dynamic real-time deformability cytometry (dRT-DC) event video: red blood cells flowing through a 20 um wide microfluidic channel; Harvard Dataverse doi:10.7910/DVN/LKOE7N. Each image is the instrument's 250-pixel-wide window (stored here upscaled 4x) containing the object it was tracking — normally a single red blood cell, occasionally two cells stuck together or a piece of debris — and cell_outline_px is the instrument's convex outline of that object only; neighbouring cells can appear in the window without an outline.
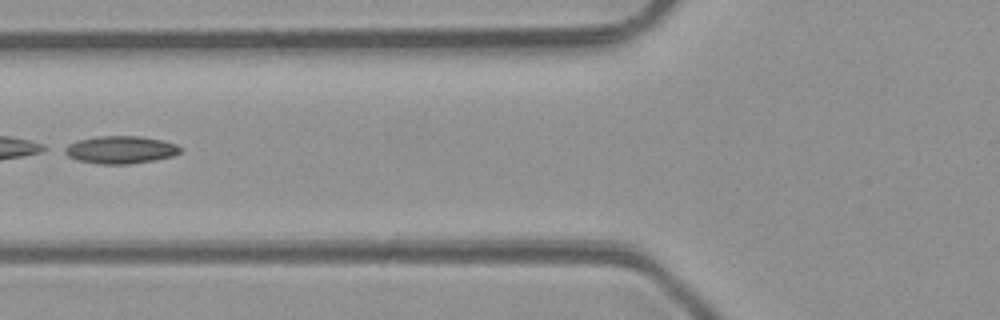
{"species": "common noctule bat (a hibernating species)", "species_latin": "Nyctalus noctula", "temperature_condition": "room temperature", "stored_images_in_passage": 8, "camera_frame_rate_fps": 3000, "um_per_image_px": 0.085, "animal": {"sex": "male", "body_mass_g": 23.1, "forearm_length_mm": 52.7}, "frame": {"image": 1, "passage_image": 6, "time_ms": 5.667, "image_size_px": [1000, 320], "cell_outline_px": [[184, 148], [180, 152], [172, 156], [156, 160], [128, 164], [96, 164], [76, 160], [68, 156], [60, 148], [76, 140], [96, 136], [140, 136], [160, 140], [176, 144]], "centroid_in_image_um": [10.2, 12.73], "position_along_channel_um": 115.6, "area_um2": 18.9}}
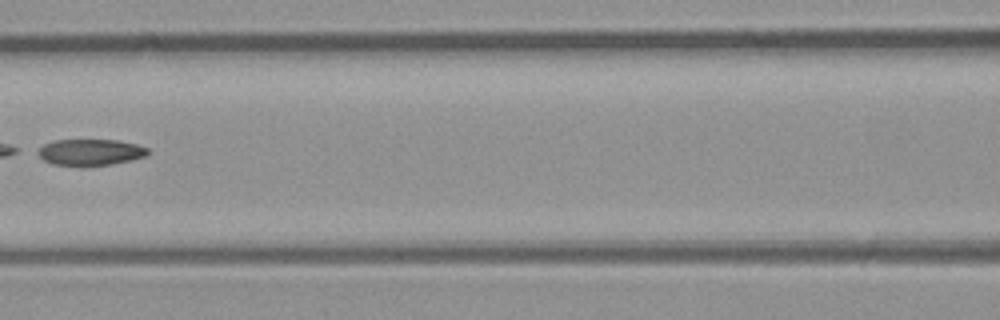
{"frame": {"image": 2, "passage_image": 7, "time_ms": 6.667, "image_size_px": [1000, 320], "cell_outline_px": [[148, 156], [132, 160], [112, 164], [84, 168], [52, 164], [44, 160], [32, 152], [36, 148], [44, 144], [56, 140], [116, 140], [136, 144], [148, 148]], "centroid_in_image_um": [7.61, 12.97], "position_along_channel_um": 159.0, "area_um2": 17.57}}
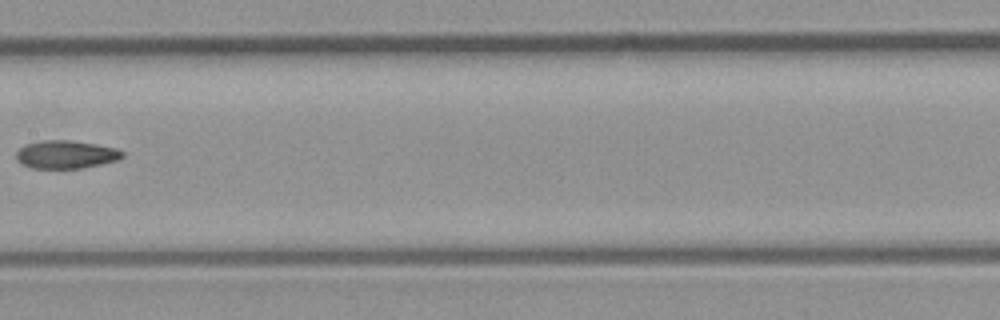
{"frame": {"image": 3, "passage_image": 8, "time_ms": 7.667, "image_size_px": [1000, 320], "cell_outline_px": [[124, 156], [116, 160], [100, 164], [80, 168], [32, 168], [20, 164], [16, 160], [12, 152], [24, 144], [44, 140], [68, 140], [96, 144], [116, 148], [124, 152]], "centroid_in_image_um": [5.51, 13.12], "position_along_channel_um": 201.9, "area_um2": 17.57}}